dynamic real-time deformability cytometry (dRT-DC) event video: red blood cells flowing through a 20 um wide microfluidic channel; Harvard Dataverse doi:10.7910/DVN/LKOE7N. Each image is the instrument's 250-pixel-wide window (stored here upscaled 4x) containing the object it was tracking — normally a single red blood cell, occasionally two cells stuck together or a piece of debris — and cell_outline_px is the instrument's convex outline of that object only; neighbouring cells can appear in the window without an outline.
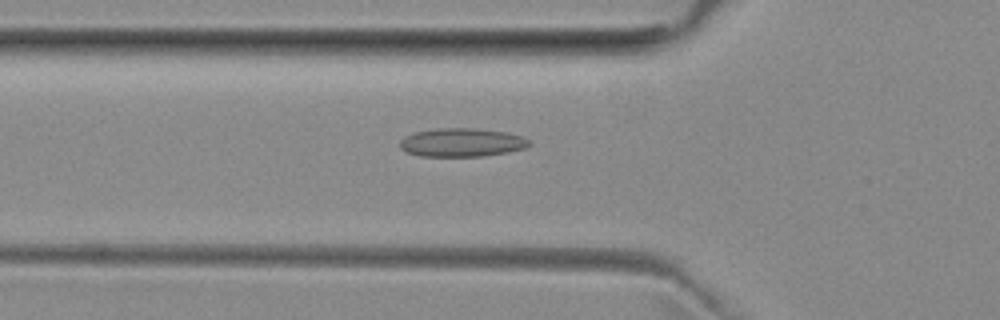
{"species": "common noctule bat (a hibernating species)", "species_latin": "Nyctalus noctula", "temperature_condition": "room temperature", "stored_images_in_passage": 52, "camera_frame_rate_fps": 3000, "um_per_image_px": 0.085, "animal": {"sex": "female", "body_mass_g": 29.2, "forearm_length_mm": 56.3}, "frame": {"image": 1, "passage_image": 18, "time_ms": 5.667, "image_size_px": [1000, 320], "cell_outline_px": [[532, 144], [528, 148], [508, 152], [484, 156], [420, 156], [408, 152], [400, 148], [400, 140], [404, 136], [412, 132], [436, 128], [476, 128], [504, 132], [520, 136], [528, 140]], "centroid_in_image_um": [39.24, 12.11], "position_along_channel_um": 86.6, "area_um2": 21.62}}
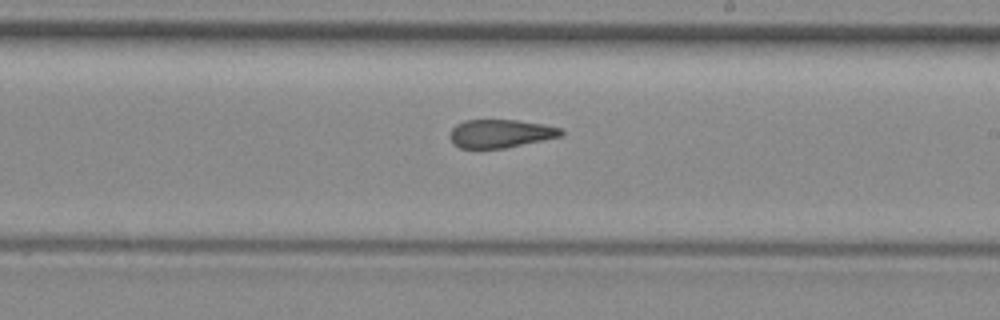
{"frame": {"image": 2, "passage_image": 30, "time_ms": 9.667, "image_size_px": [1000, 320], "cell_outline_px": [[564, 132], [560, 136], [504, 148], [460, 148], [452, 144], [452, 128], [456, 124], [464, 120], [516, 120], [544, 124], [560, 128]], "centroid_in_image_um": [42.52, 11.34], "position_along_channel_um": 246.5, "area_um2": 18.03}}
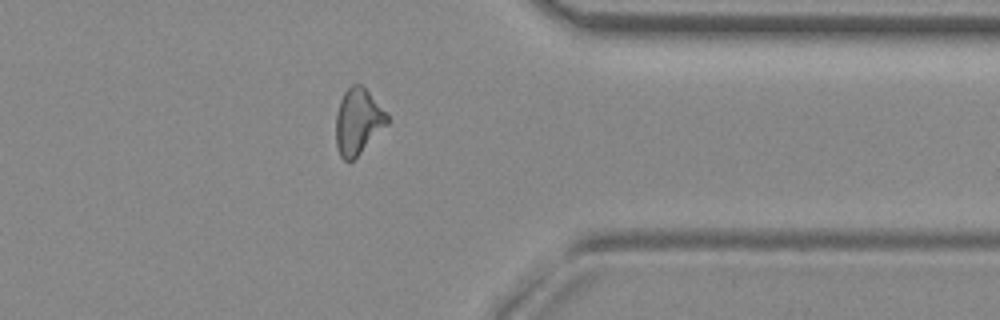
{"frame": {"image": 3, "passage_image": 41, "time_ms": 13.333, "image_size_px": [1000, 320], "cell_outline_px": [[388, 124], [352, 160], [344, 160], [340, 156], [336, 144], [336, 112], [340, 100], [344, 92], [352, 84], [360, 84], [368, 92], [388, 116]], "centroid_in_image_um": [30.4, 10.32], "position_along_channel_um": 381.0, "area_um2": 19.19}, "authors_computed_cell_mechanics": {"area_um2": 19.7965, "velocity_mm_per_s": 3.989, "shape_relaxation_time_tau1_ms": null, "shape_relaxation_time_tau2_ms": 2.4274, "deformation_change_tau1": null, "deformation_change_tau2": 0.1044}}